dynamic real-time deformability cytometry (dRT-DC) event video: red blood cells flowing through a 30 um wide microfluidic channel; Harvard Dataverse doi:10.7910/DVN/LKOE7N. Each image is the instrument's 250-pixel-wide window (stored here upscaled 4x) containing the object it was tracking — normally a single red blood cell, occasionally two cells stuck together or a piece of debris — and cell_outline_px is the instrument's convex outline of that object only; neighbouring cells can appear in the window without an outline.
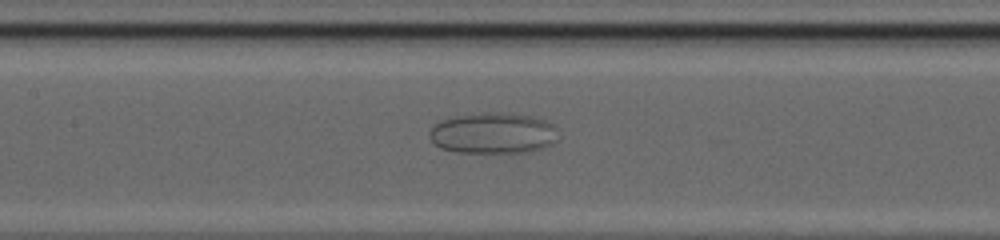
{"species": "common noctule bat (a hibernating species)", "species_latin": "Nyctalus noctula", "temperature_condition": "cold", "stored_images_in_passage": 56, "camera_frame_rate_fps": 3000, "um_per_image_px": 0.085, "animal": {"sex": "female", "body_mass_g": 20.0, "forearm_length_mm": 54.0}, "frame": {"image": 1, "passage_image": 30, "time_ms": 9.667, "image_size_px": [1000, 240], "cell_outline_px": [[556, 140], [552, 144], [544, 148], [528, 152], [456, 152], [440, 148], [428, 136], [428, 132], [440, 120], [456, 116], [484, 112], [500, 112], [532, 116], [544, 120], [552, 124], [556, 128]], "centroid_in_image_um": [41.91, 11.32], "position_along_channel_um": 165.5, "area_um2": 30.75}}
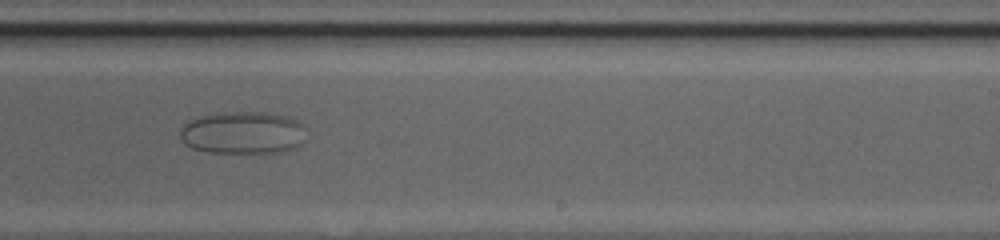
{"frame": {"image": 2, "passage_image": 38, "time_ms": 12.333, "image_size_px": [1000, 240], "cell_outline_px": [[304, 124], [300, 144], [296, 148], [284, 152], [208, 152], [192, 148], [184, 144], [180, 136], [180, 128], [188, 120], [200, 116], [224, 112], [268, 112], [288, 116]], "centroid_in_image_um": [20.61, 11.27], "position_along_channel_um": 268.4, "area_um2": 31.27}}